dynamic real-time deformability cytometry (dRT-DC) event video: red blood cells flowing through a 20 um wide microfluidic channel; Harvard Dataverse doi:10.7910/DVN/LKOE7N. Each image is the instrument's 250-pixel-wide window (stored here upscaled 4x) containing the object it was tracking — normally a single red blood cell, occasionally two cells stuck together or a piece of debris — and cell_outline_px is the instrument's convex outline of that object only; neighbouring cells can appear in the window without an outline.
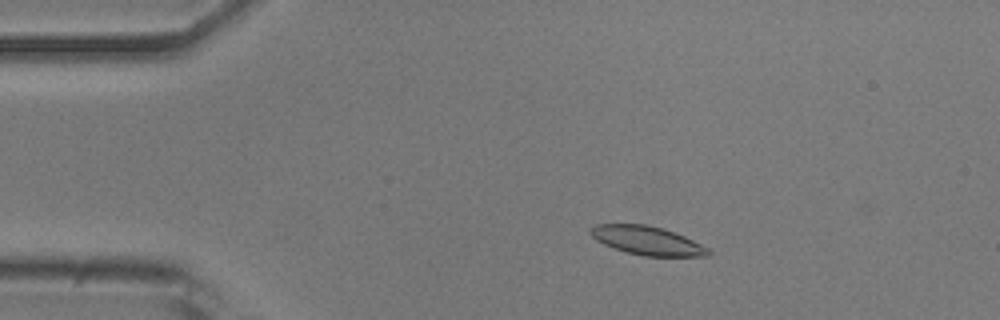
{"species": "common noctule bat (a hibernating species)", "species_latin": "Nyctalus noctula", "temperature_condition": "room temperature", "stored_images_in_passage": 52, "camera_frame_rate_fps": 3000, "um_per_image_px": 0.085, "animal": {"sex": "male", "body_mass_g": 20.5, "forearm_length_mm": 52.5}, "frame": {"image": 1, "passage_image": 9, "time_ms": 2.667, "image_size_px": [1000, 320], "cell_outline_px": [[712, 252], [708, 256], [644, 256], [628, 252], [604, 244], [596, 240], [588, 232], [588, 228], [596, 224], [644, 224], [664, 228], [684, 236], [708, 248]], "centroid_in_image_um": [54.99, 20.43], "position_along_channel_um": 30.0, "area_um2": 19.59}}
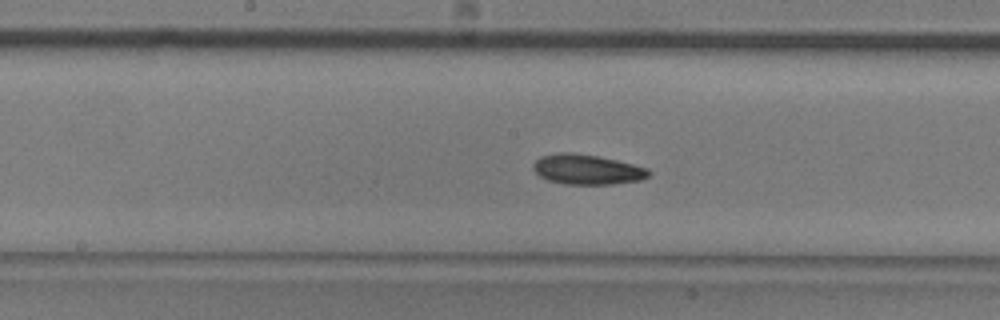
{"frame": {"image": 2, "passage_image": 26, "time_ms": 8.333, "image_size_px": [1000, 320], "cell_outline_px": [[652, 172], [648, 176], [640, 180], [612, 184], [564, 184], [548, 180], [540, 176], [532, 168], [532, 164], [540, 156], [556, 152], [572, 152], [600, 156], [648, 168]], "centroid_in_image_um": [49.88, 14.39], "position_along_channel_um": 198.3, "area_um2": 20.35}}
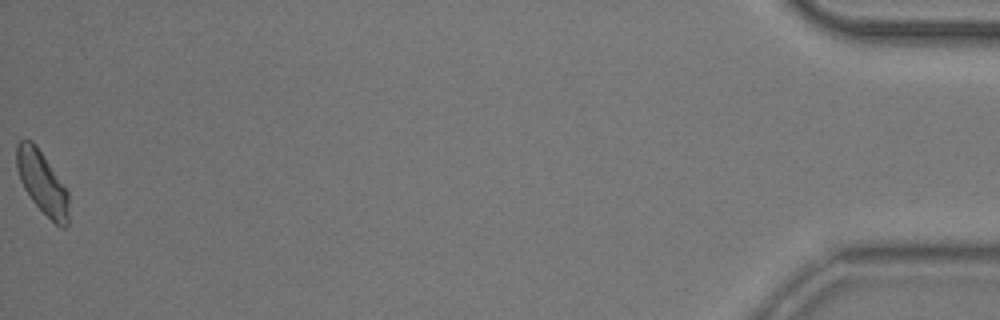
{"frame": {"image": 3, "passage_image": 52, "time_ms": 17.0, "image_size_px": [1000, 320], "cell_outline_px": [[68, 224], [64, 228], [60, 228], [32, 200], [24, 188], [20, 180], [16, 168], [16, 144], [20, 140], [32, 140], [68, 192]], "centroid_in_image_um": [3.56, 15.53], "position_along_channel_um": 431.6, "area_um2": 18.55}, "authors_computed_cell_mechanics": {"area_um2": 19.3341, "velocity_mm_per_s": 3.8577, "shape_relaxation_time_tau1_ms": 4.0175, "shape_relaxation_time_tau2_ms": 3.6527, "deformation_change_tau1": 0.115, "deformation_change_tau2": 0.0902}}